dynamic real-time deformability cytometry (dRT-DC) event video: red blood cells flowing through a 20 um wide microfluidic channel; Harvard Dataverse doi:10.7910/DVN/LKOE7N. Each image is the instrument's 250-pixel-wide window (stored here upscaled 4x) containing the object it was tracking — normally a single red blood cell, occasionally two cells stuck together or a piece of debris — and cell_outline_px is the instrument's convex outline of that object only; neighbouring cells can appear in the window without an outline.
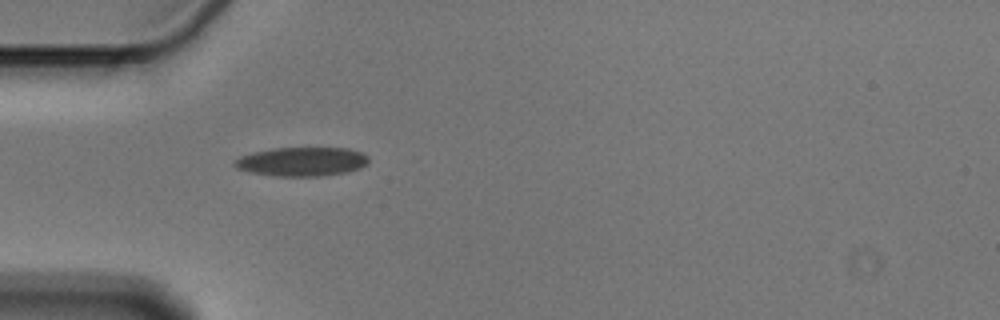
{"species": "Egyptian fruit bat (a non-hibernating species)", "species_latin": "Rousettus aegyptiacus", "temperature_condition": "cold", "stored_images_in_passage": 36, "camera_frame_rate_fps": 3000, "um_per_image_px": 0.085, "animal": {"sex": "male"}, "frame": {"image": 1, "passage_image": 1, "time_ms": 0.0, "image_size_px": [1000, 320], "cell_outline_px": [[368, 164], [360, 168], [344, 172], [320, 176], [276, 176], [252, 172], [236, 168], [232, 164], [240, 156], [252, 152], [276, 148], [348, 148], [360, 152], [368, 156]], "centroid_in_image_um": [25.66, 13.73], "position_along_channel_um": 59.3, "area_um2": 22.48}}
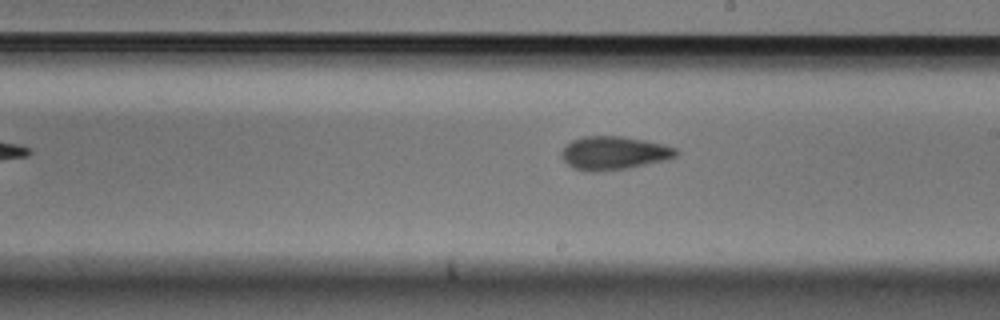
{"frame": {"image": 2, "passage_image": 16, "time_ms": 5.0, "image_size_px": [1000, 320], "cell_outline_px": [[680, 152], [676, 156], [668, 160], [628, 168], [592, 172], [572, 168], [560, 156], [560, 152], [572, 140], [584, 136], [620, 136], [644, 140], [664, 144], [676, 148]], "centroid_in_image_um": [52.2, 13.01], "position_along_channel_um": 236.8, "area_um2": 22.37}}
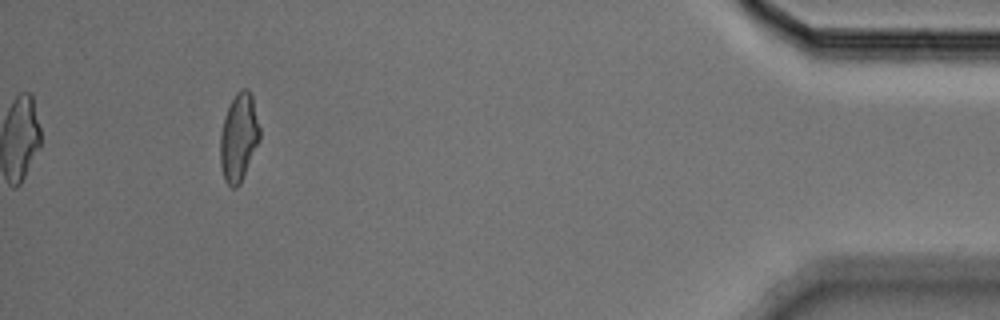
{"frame": {"image": 3, "passage_image": 36, "time_ms": 11.667, "image_size_px": [1000, 320], "cell_outline_px": [[260, 140], [240, 184], [236, 188], [232, 188], [224, 180], [220, 164], [220, 136], [224, 116], [236, 92], [240, 88], [248, 88], [252, 96], [260, 128]], "centroid_in_image_um": [20.3, 11.68], "position_along_channel_um": 414.9, "area_um2": 20.35}, "authors_computed_cell_mechanics": {"area_um2": 21.3571, "velocity_mm_per_s": 3.6046, "shape_relaxation_time_tau1_ms": 4.857, "shape_relaxation_time_tau2_ms": 3.3323, "deformation_change_tau1": 0.1303, "deformation_change_tau2": 0.0952}}